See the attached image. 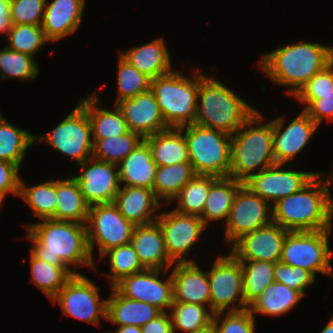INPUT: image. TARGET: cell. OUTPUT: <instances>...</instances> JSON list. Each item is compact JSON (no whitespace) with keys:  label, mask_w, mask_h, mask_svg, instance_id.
Segmentation results:
<instances>
[{"label":"cell","mask_w":333,"mask_h":333,"mask_svg":"<svg viewBox=\"0 0 333 333\" xmlns=\"http://www.w3.org/2000/svg\"><path fill=\"white\" fill-rule=\"evenodd\" d=\"M262 120L264 118L257 110L231 136L229 176L243 183L252 175L276 164L272 147L273 123L270 121L262 125Z\"/></svg>","instance_id":"5"},{"label":"cell","mask_w":333,"mask_h":333,"mask_svg":"<svg viewBox=\"0 0 333 333\" xmlns=\"http://www.w3.org/2000/svg\"><path fill=\"white\" fill-rule=\"evenodd\" d=\"M35 143L34 135L9 123L0 112V160L21 168L26 150Z\"/></svg>","instance_id":"35"},{"label":"cell","mask_w":333,"mask_h":333,"mask_svg":"<svg viewBox=\"0 0 333 333\" xmlns=\"http://www.w3.org/2000/svg\"><path fill=\"white\" fill-rule=\"evenodd\" d=\"M142 333H175L169 312H162L142 327Z\"/></svg>","instance_id":"51"},{"label":"cell","mask_w":333,"mask_h":333,"mask_svg":"<svg viewBox=\"0 0 333 333\" xmlns=\"http://www.w3.org/2000/svg\"><path fill=\"white\" fill-rule=\"evenodd\" d=\"M26 229V239L33 245L31 252L48 264L96 268L89 250L85 224L42 219L39 223H29Z\"/></svg>","instance_id":"1"},{"label":"cell","mask_w":333,"mask_h":333,"mask_svg":"<svg viewBox=\"0 0 333 333\" xmlns=\"http://www.w3.org/2000/svg\"><path fill=\"white\" fill-rule=\"evenodd\" d=\"M244 183L233 177H218L210 186V190L200 218L205 226L211 221L228 220L231 207L238 189Z\"/></svg>","instance_id":"30"},{"label":"cell","mask_w":333,"mask_h":333,"mask_svg":"<svg viewBox=\"0 0 333 333\" xmlns=\"http://www.w3.org/2000/svg\"><path fill=\"white\" fill-rule=\"evenodd\" d=\"M99 290L88 277L75 274L51 300L54 305L59 302L63 314L98 325L107 312V300L100 299Z\"/></svg>","instance_id":"12"},{"label":"cell","mask_w":333,"mask_h":333,"mask_svg":"<svg viewBox=\"0 0 333 333\" xmlns=\"http://www.w3.org/2000/svg\"><path fill=\"white\" fill-rule=\"evenodd\" d=\"M256 111L228 86L200 73L195 124L232 136Z\"/></svg>","instance_id":"4"},{"label":"cell","mask_w":333,"mask_h":333,"mask_svg":"<svg viewBox=\"0 0 333 333\" xmlns=\"http://www.w3.org/2000/svg\"><path fill=\"white\" fill-rule=\"evenodd\" d=\"M19 197L27 202L32 212L40 220L54 219L57 200V180H49L38 185L27 187L20 180Z\"/></svg>","instance_id":"37"},{"label":"cell","mask_w":333,"mask_h":333,"mask_svg":"<svg viewBox=\"0 0 333 333\" xmlns=\"http://www.w3.org/2000/svg\"><path fill=\"white\" fill-rule=\"evenodd\" d=\"M327 93H333V62L307 81L293 98L306 108L313 100H317V95Z\"/></svg>","instance_id":"46"},{"label":"cell","mask_w":333,"mask_h":333,"mask_svg":"<svg viewBox=\"0 0 333 333\" xmlns=\"http://www.w3.org/2000/svg\"><path fill=\"white\" fill-rule=\"evenodd\" d=\"M108 298L105 321L117 324V327L127 325L142 327L162 313L156 306L124 297L114 287Z\"/></svg>","instance_id":"26"},{"label":"cell","mask_w":333,"mask_h":333,"mask_svg":"<svg viewBox=\"0 0 333 333\" xmlns=\"http://www.w3.org/2000/svg\"><path fill=\"white\" fill-rule=\"evenodd\" d=\"M143 140L144 138L140 134L131 131L120 136L93 139L94 148L92 157L100 161L119 164Z\"/></svg>","instance_id":"40"},{"label":"cell","mask_w":333,"mask_h":333,"mask_svg":"<svg viewBox=\"0 0 333 333\" xmlns=\"http://www.w3.org/2000/svg\"><path fill=\"white\" fill-rule=\"evenodd\" d=\"M46 0H10L11 24L41 25Z\"/></svg>","instance_id":"47"},{"label":"cell","mask_w":333,"mask_h":333,"mask_svg":"<svg viewBox=\"0 0 333 333\" xmlns=\"http://www.w3.org/2000/svg\"><path fill=\"white\" fill-rule=\"evenodd\" d=\"M200 72V69L192 71L193 79L178 71H171L151 80L150 89L168 127L194 124Z\"/></svg>","instance_id":"6"},{"label":"cell","mask_w":333,"mask_h":333,"mask_svg":"<svg viewBox=\"0 0 333 333\" xmlns=\"http://www.w3.org/2000/svg\"><path fill=\"white\" fill-rule=\"evenodd\" d=\"M173 302L195 303L210 308L208 270L202 271L196 262L174 263Z\"/></svg>","instance_id":"21"},{"label":"cell","mask_w":333,"mask_h":333,"mask_svg":"<svg viewBox=\"0 0 333 333\" xmlns=\"http://www.w3.org/2000/svg\"><path fill=\"white\" fill-rule=\"evenodd\" d=\"M107 255L110 261V275L107 277L111 281L112 287L123 278L145 270L131 243L111 248L104 252L101 258Z\"/></svg>","instance_id":"41"},{"label":"cell","mask_w":333,"mask_h":333,"mask_svg":"<svg viewBox=\"0 0 333 333\" xmlns=\"http://www.w3.org/2000/svg\"><path fill=\"white\" fill-rule=\"evenodd\" d=\"M315 275L307 269L289 266L281 261L275 263L274 280L297 290L305 296V289L315 282Z\"/></svg>","instance_id":"48"},{"label":"cell","mask_w":333,"mask_h":333,"mask_svg":"<svg viewBox=\"0 0 333 333\" xmlns=\"http://www.w3.org/2000/svg\"><path fill=\"white\" fill-rule=\"evenodd\" d=\"M193 333H215L213 323L207 326L206 328L195 331Z\"/></svg>","instance_id":"55"},{"label":"cell","mask_w":333,"mask_h":333,"mask_svg":"<svg viewBox=\"0 0 333 333\" xmlns=\"http://www.w3.org/2000/svg\"><path fill=\"white\" fill-rule=\"evenodd\" d=\"M303 297L297 290L274 281L248 309L253 315L254 313H260L278 317L293 310Z\"/></svg>","instance_id":"32"},{"label":"cell","mask_w":333,"mask_h":333,"mask_svg":"<svg viewBox=\"0 0 333 333\" xmlns=\"http://www.w3.org/2000/svg\"><path fill=\"white\" fill-rule=\"evenodd\" d=\"M217 178L216 176L196 175L172 199V201L176 200L178 202L177 207L173 210L181 214L200 216L203 212L210 186Z\"/></svg>","instance_id":"38"},{"label":"cell","mask_w":333,"mask_h":333,"mask_svg":"<svg viewBox=\"0 0 333 333\" xmlns=\"http://www.w3.org/2000/svg\"><path fill=\"white\" fill-rule=\"evenodd\" d=\"M333 62V46L299 41L263 54L260 68L275 84L294 96L316 73Z\"/></svg>","instance_id":"3"},{"label":"cell","mask_w":333,"mask_h":333,"mask_svg":"<svg viewBox=\"0 0 333 333\" xmlns=\"http://www.w3.org/2000/svg\"><path fill=\"white\" fill-rule=\"evenodd\" d=\"M332 229L318 231H289L283 243L281 262L301 267L314 275L321 273L333 277L329 250V235Z\"/></svg>","instance_id":"8"},{"label":"cell","mask_w":333,"mask_h":333,"mask_svg":"<svg viewBox=\"0 0 333 333\" xmlns=\"http://www.w3.org/2000/svg\"><path fill=\"white\" fill-rule=\"evenodd\" d=\"M167 255L173 263L195 262L185 256L200 238L206 226L200 216L181 214L175 210L158 214Z\"/></svg>","instance_id":"14"},{"label":"cell","mask_w":333,"mask_h":333,"mask_svg":"<svg viewBox=\"0 0 333 333\" xmlns=\"http://www.w3.org/2000/svg\"><path fill=\"white\" fill-rule=\"evenodd\" d=\"M208 279L210 309L214 314L226 312V309L235 304L239 297L238 305L230 306L229 312L243 311L249 308L244 302L241 262L230 252L216 258L211 270H208Z\"/></svg>","instance_id":"10"},{"label":"cell","mask_w":333,"mask_h":333,"mask_svg":"<svg viewBox=\"0 0 333 333\" xmlns=\"http://www.w3.org/2000/svg\"><path fill=\"white\" fill-rule=\"evenodd\" d=\"M179 128L184 134L189 161L197 175L229 177L231 135L195 123Z\"/></svg>","instance_id":"7"},{"label":"cell","mask_w":333,"mask_h":333,"mask_svg":"<svg viewBox=\"0 0 333 333\" xmlns=\"http://www.w3.org/2000/svg\"><path fill=\"white\" fill-rule=\"evenodd\" d=\"M97 94L86 96L80 105L86 110L92 128V139H105L128 133L127 122L120 108L116 105L113 110L101 108ZM100 107V108H99Z\"/></svg>","instance_id":"28"},{"label":"cell","mask_w":333,"mask_h":333,"mask_svg":"<svg viewBox=\"0 0 333 333\" xmlns=\"http://www.w3.org/2000/svg\"><path fill=\"white\" fill-rule=\"evenodd\" d=\"M117 99L115 105L124 99H131L150 89L151 79L138 71L120 55L118 58Z\"/></svg>","instance_id":"44"},{"label":"cell","mask_w":333,"mask_h":333,"mask_svg":"<svg viewBox=\"0 0 333 333\" xmlns=\"http://www.w3.org/2000/svg\"><path fill=\"white\" fill-rule=\"evenodd\" d=\"M285 120L284 116L272 120V147L276 164L287 165L308 144L319 125L304 110L288 126L283 127Z\"/></svg>","instance_id":"19"},{"label":"cell","mask_w":333,"mask_h":333,"mask_svg":"<svg viewBox=\"0 0 333 333\" xmlns=\"http://www.w3.org/2000/svg\"><path fill=\"white\" fill-rule=\"evenodd\" d=\"M144 141L150 147L152 159L157 167L190 162L187 143L180 128L169 127L145 137Z\"/></svg>","instance_id":"29"},{"label":"cell","mask_w":333,"mask_h":333,"mask_svg":"<svg viewBox=\"0 0 333 333\" xmlns=\"http://www.w3.org/2000/svg\"><path fill=\"white\" fill-rule=\"evenodd\" d=\"M20 168L11 162L0 160V195L5 197L6 194L12 193L19 195L21 177L19 176Z\"/></svg>","instance_id":"49"},{"label":"cell","mask_w":333,"mask_h":333,"mask_svg":"<svg viewBox=\"0 0 333 333\" xmlns=\"http://www.w3.org/2000/svg\"><path fill=\"white\" fill-rule=\"evenodd\" d=\"M55 220L85 224L90 205L85 201L77 181L57 179Z\"/></svg>","instance_id":"31"},{"label":"cell","mask_w":333,"mask_h":333,"mask_svg":"<svg viewBox=\"0 0 333 333\" xmlns=\"http://www.w3.org/2000/svg\"><path fill=\"white\" fill-rule=\"evenodd\" d=\"M116 105L122 111L129 130L143 138L169 128L151 89L131 99L121 100Z\"/></svg>","instance_id":"20"},{"label":"cell","mask_w":333,"mask_h":333,"mask_svg":"<svg viewBox=\"0 0 333 333\" xmlns=\"http://www.w3.org/2000/svg\"><path fill=\"white\" fill-rule=\"evenodd\" d=\"M243 272L244 302L249 307L274 282L275 263L239 260Z\"/></svg>","instance_id":"36"},{"label":"cell","mask_w":333,"mask_h":333,"mask_svg":"<svg viewBox=\"0 0 333 333\" xmlns=\"http://www.w3.org/2000/svg\"><path fill=\"white\" fill-rule=\"evenodd\" d=\"M113 204L134 226L156 222L159 215L155 211L162 206L152 189L122 185L116 193Z\"/></svg>","instance_id":"23"},{"label":"cell","mask_w":333,"mask_h":333,"mask_svg":"<svg viewBox=\"0 0 333 333\" xmlns=\"http://www.w3.org/2000/svg\"><path fill=\"white\" fill-rule=\"evenodd\" d=\"M196 175L190 162L157 167L152 190L159 201L165 199L172 202L184 185Z\"/></svg>","instance_id":"34"},{"label":"cell","mask_w":333,"mask_h":333,"mask_svg":"<svg viewBox=\"0 0 333 333\" xmlns=\"http://www.w3.org/2000/svg\"><path fill=\"white\" fill-rule=\"evenodd\" d=\"M39 67L34 57L8 48L0 50V79L18 78V80H34L38 76Z\"/></svg>","instance_id":"42"},{"label":"cell","mask_w":333,"mask_h":333,"mask_svg":"<svg viewBox=\"0 0 333 333\" xmlns=\"http://www.w3.org/2000/svg\"><path fill=\"white\" fill-rule=\"evenodd\" d=\"M174 332L178 330L193 333L212 324L214 313L211 309L195 303L173 302L169 313Z\"/></svg>","instance_id":"39"},{"label":"cell","mask_w":333,"mask_h":333,"mask_svg":"<svg viewBox=\"0 0 333 333\" xmlns=\"http://www.w3.org/2000/svg\"><path fill=\"white\" fill-rule=\"evenodd\" d=\"M130 243L145 269L173 268L174 263L167 255L164 236L157 222L135 226Z\"/></svg>","instance_id":"24"},{"label":"cell","mask_w":333,"mask_h":333,"mask_svg":"<svg viewBox=\"0 0 333 333\" xmlns=\"http://www.w3.org/2000/svg\"><path fill=\"white\" fill-rule=\"evenodd\" d=\"M115 333H142V329L139 326L127 325L117 327Z\"/></svg>","instance_id":"53"},{"label":"cell","mask_w":333,"mask_h":333,"mask_svg":"<svg viewBox=\"0 0 333 333\" xmlns=\"http://www.w3.org/2000/svg\"><path fill=\"white\" fill-rule=\"evenodd\" d=\"M289 231L275 222L255 229L237 239L230 253L237 260H260L277 263L281 260L283 243Z\"/></svg>","instance_id":"17"},{"label":"cell","mask_w":333,"mask_h":333,"mask_svg":"<svg viewBox=\"0 0 333 333\" xmlns=\"http://www.w3.org/2000/svg\"><path fill=\"white\" fill-rule=\"evenodd\" d=\"M273 221L272 204L242 185L234 198L225 224V243L232 245L241 236Z\"/></svg>","instance_id":"13"},{"label":"cell","mask_w":333,"mask_h":333,"mask_svg":"<svg viewBox=\"0 0 333 333\" xmlns=\"http://www.w3.org/2000/svg\"><path fill=\"white\" fill-rule=\"evenodd\" d=\"M80 165V174L73 176L85 201L94 204L113 203L120 188L118 165L90 158Z\"/></svg>","instance_id":"16"},{"label":"cell","mask_w":333,"mask_h":333,"mask_svg":"<svg viewBox=\"0 0 333 333\" xmlns=\"http://www.w3.org/2000/svg\"><path fill=\"white\" fill-rule=\"evenodd\" d=\"M303 110L318 125H320L324 119L328 121L333 120V93L317 95V100H313L306 108H303Z\"/></svg>","instance_id":"50"},{"label":"cell","mask_w":333,"mask_h":333,"mask_svg":"<svg viewBox=\"0 0 333 333\" xmlns=\"http://www.w3.org/2000/svg\"><path fill=\"white\" fill-rule=\"evenodd\" d=\"M282 167H285L284 164H274L252 175L244 185L270 204L273 203V206L280 199L300 191L318 174L311 171L284 170Z\"/></svg>","instance_id":"15"},{"label":"cell","mask_w":333,"mask_h":333,"mask_svg":"<svg viewBox=\"0 0 333 333\" xmlns=\"http://www.w3.org/2000/svg\"><path fill=\"white\" fill-rule=\"evenodd\" d=\"M85 225L92 258L94 245H98L101 257L111 248L129 244L135 227L113 203L91 205Z\"/></svg>","instance_id":"11"},{"label":"cell","mask_w":333,"mask_h":333,"mask_svg":"<svg viewBox=\"0 0 333 333\" xmlns=\"http://www.w3.org/2000/svg\"><path fill=\"white\" fill-rule=\"evenodd\" d=\"M117 165L120 185L153 188L157 165L144 140Z\"/></svg>","instance_id":"27"},{"label":"cell","mask_w":333,"mask_h":333,"mask_svg":"<svg viewBox=\"0 0 333 333\" xmlns=\"http://www.w3.org/2000/svg\"><path fill=\"white\" fill-rule=\"evenodd\" d=\"M220 315H225L224 318L220 319L221 321L219 320ZM255 319L251 311L246 309L237 312L216 313L212 323L215 333H255Z\"/></svg>","instance_id":"45"},{"label":"cell","mask_w":333,"mask_h":333,"mask_svg":"<svg viewBox=\"0 0 333 333\" xmlns=\"http://www.w3.org/2000/svg\"><path fill=\"white\" fill-rule=\"evenodd\" d=\"M320 333H333V314L327 325L321 330Z\"/></svg>","instance_id":"54"},{"label":"cell","mask_w":333,"mask_h":333,"mask_svg":"<svg viewBox=\"0 0 333 333\" xmlns=\"http://www.w3.org/2000/svg\"><path fill=\"white\" fill-rule=\"evenodd\" d=\"M3 199H4V197L0 195V206H1L2 202L4 201Z\"/></svg>","instance_id":"56"},{"label":"cell","mask_w":333,"mask_h":333,"mask_svg":"<svg viewBox=\"0 0 333 333\" xmlns=\"http://www.w3.org/2000/svg\"><path fill=\"white\" fill-rule=\"evenodd\" d=\"M165 44L162 37L156 38L147 44L131 47L126 53L121 51L119 55L152 80L172 71L169 50Z\"/></svg>","instance_id":"25"},{"label":"cell","mask_w":333,"mask_h":333,"mask_svg":"<svg viewBox=\"0 0 333 333\" xmlns=\"http://www.w3.org/2000/svg\"><path fill=\"white\" fill-rule=\"evenodd\" d=\"M31 281L51 300L64 285L79 274L66 265H52L30 251Z\"/></svg>","instance_id":"33"},{"label":"cell","mask_w":333,"mask_h":333,"mask_svg":"<svg viewBox=\"0 0 333 333\" xmlns=\"http://www.w3.org/2000/svg\"><path fill=\"white\" fill-rule=\"evenodd\" d=\"M35 142H45L78 164L92 158L94 142L86 110L78 104L62 122L44 135H34Z\"/></svg>","instance_id":"9"},{"label":"cell","mask_w":333,"mask_h":333,"mask_svg":"<svg viewBox=\"0 0 333 333\" xmlns=\"http://www.w3.org/2000/svg\"><path fill=\"white\" fill-rule=\"evenodd\" d=\"M161 271L145 269L123 278L114 288L124 297L146 302L166 312L173 304V279L170 274L165 281H161L159 279Z\"/></svg>","instance_id":"18"},{"label":"cell","mask_w":333,"mask_h":333,"mask_svg":"<svg viewBox=\"0 0 333 333\" xmlns=\"http://www.w3.org/2000/svg\"><path fill=\"white\" fill-rule=\"evenodd\" d=\"M332 174L324 180L321 176L326 173L319 172L300 191L275 203L272 206L273 222L288 231L331 229L333 198L328 186L333 185Z\"/></svg>","instance_id":"2"},{"label":"cell","mask_w":333,"mask_h":333,"mask_svg":"<svg viewBox=\"0 0 333 333\" xmlns=\"http://www.w3.org/2000/svg\"><path fill=\"white\" fill-rule=\"evenodd\" d=\"M7 47L35 58L36 52L50 42L41 25L11 24L7 33Z\"/></svg>","instance_id":"43"},{"label":"cell","mask_w":333,"mask_h":333,"mask_svg":"<svg viewBox=\"0 0 333 333\" xmlns=\"http://www.w3.org/2000/svg\"><path fill=\"white\" fill-rule=\"evenodd\" d=\"M86 0H46L41 27L50 42L74 33L82 21Z\"/></svg>","instance_id":"22"},{"label":"cell","mask_w":333,"mask_h":333,"mask_svg":"<svg viewBox=\"0 0 333 333\" xmlns=\"http://www.w3.org/2000/svg\"><path fill=\"white\" fill-rule=\"evenodd\" d=\"M9 8L10 0H0V34L7 35L11 27Z\"/></svg>","instance_id":"52"}]
</instances>
